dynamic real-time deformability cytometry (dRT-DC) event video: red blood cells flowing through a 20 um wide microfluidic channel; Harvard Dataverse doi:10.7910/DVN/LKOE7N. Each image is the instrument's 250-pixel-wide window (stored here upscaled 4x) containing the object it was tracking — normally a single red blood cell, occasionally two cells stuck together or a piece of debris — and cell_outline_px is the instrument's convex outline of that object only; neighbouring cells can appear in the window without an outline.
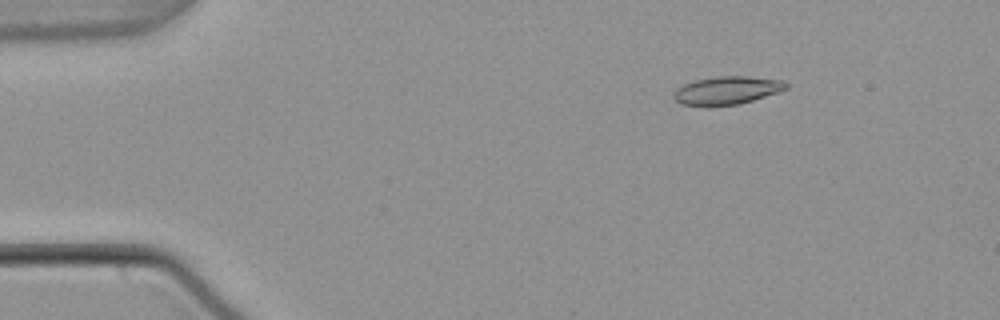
{"species": "common noctule bat (a hibernating species)", "species_latin": "Nyctalus noctula", "temperature_condition": "warm", "stored_images_in_passage": 51, "camera_frame_rate_fps": 3000, "um_per_image_px": 0.085, "animal": {"sex": "male", "body_mass_g": 21.5, "forearm_length_mm": 52.0}, "frame": {"image": 1, "passage_image": 5, "time_ms": 1.333, "image_size_px": [1000, 320], "cell_outline_px": [[788, 88], [740, 104], [680, 104], [672, 96], [676, 88], [684, 84], [696, 80], [716, 76], [744, 76], [784, 80], [788, 84]], "centroid_in_image_um": [61.8, 7.65], "position_along_channel_um": 23.2, "area_um2": 17.86}}
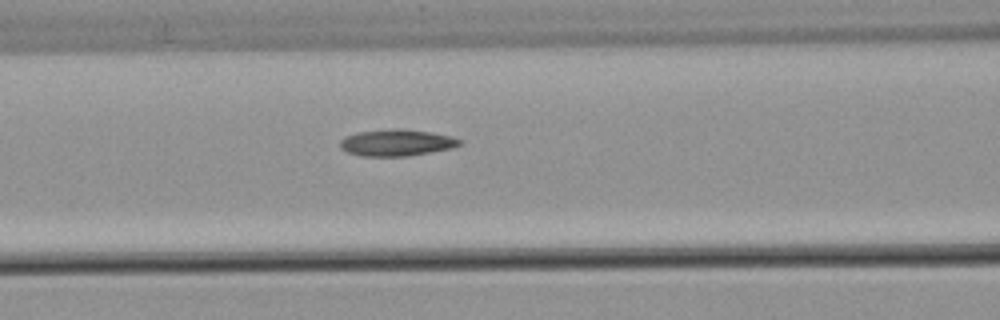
{"frame": {"image": 2, "passage_image": 20, "time_ms": 6.333, "image_size_px": [1000, 320], "cell_outline_px": [[460, 144], [452, 148], [408, 156], [360, 156], [348, 152], [340, 148], [340, 140], [344, 136], [356, 132], [392, 128], [404, 128], [432, 132], [452, 136], [460, 140]], "centroid_in_image_um": [33.68, 12.11], "position_along_channel_um": 132.9, "area_um2": 18.73}}
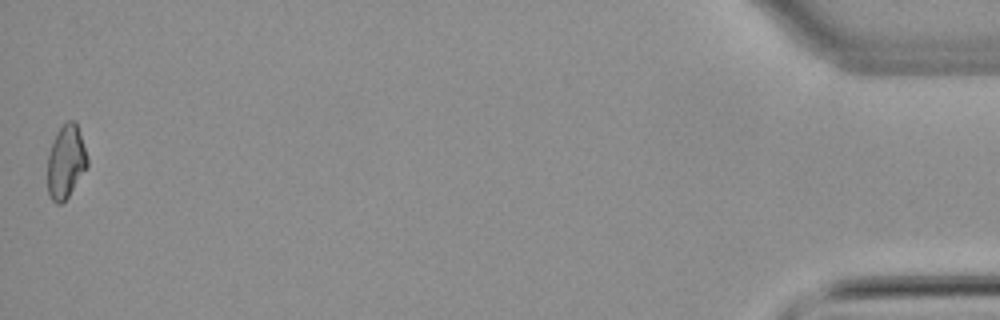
{"frame": {"image": 3, "passage_image": 51, "time_ms": 16.667, "image_size_px": [1000, 320], "cell_outline_px": [[88, 164], [68, 196], [60, 204], [56, 204], [52, 200], [48, 192], [48, 156], [56, 132], [68, 120], [76, 120], [88, 156]], "centroid_in_image_um": [5.61, 13.71], "position_along_channel_um": 429.6, "area_um2": 16.82}, "authors_computed_cell_mechanics": {"area_um2": 17.8024, "velocity_mm_per_s": 3.8067, "shape_relaxation_time_tau1_ms": null, "shape_relaxation_time_tau2_ms": 4.4804, "deformation_change_tau1": null, "deformation_change_tau2": 0.1062}}